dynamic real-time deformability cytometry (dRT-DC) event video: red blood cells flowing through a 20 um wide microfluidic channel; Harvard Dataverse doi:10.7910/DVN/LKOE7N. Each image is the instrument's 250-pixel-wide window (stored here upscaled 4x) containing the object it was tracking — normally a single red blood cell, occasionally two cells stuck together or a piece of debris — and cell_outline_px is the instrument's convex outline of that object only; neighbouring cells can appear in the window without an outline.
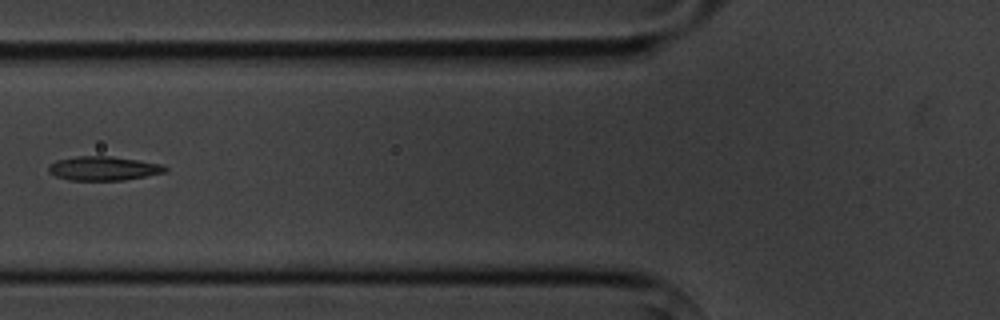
{"species": "common noctule bat (a hibernating species)", "species_latin": "Nyctalus noctula", "temperature_condition": "cold", "stored_images_in_passage": 5, "camera_frame_rate_fps": 3000, "um_per_image_px": 0.085, "animal": {"sex": "male", "body_mass_g": 20.1, "forearm_length_mm": 53.5}, "frame": {"image": 1, "passage_image": 5, "time_ms": 5.667, "image_size_px": [1000, 320], "cell_outline_px": [[168, 168], [164, 172], [124, 180], [68, 180], [56, 176], [48, 172], [48, 168], [56, 160], [76, 156], [112, 156], [164, 164]], "centroid_in_image_um": [8.79, 14.31], "position_along_channel_um": 117.0, "area_um2": 16.3}}